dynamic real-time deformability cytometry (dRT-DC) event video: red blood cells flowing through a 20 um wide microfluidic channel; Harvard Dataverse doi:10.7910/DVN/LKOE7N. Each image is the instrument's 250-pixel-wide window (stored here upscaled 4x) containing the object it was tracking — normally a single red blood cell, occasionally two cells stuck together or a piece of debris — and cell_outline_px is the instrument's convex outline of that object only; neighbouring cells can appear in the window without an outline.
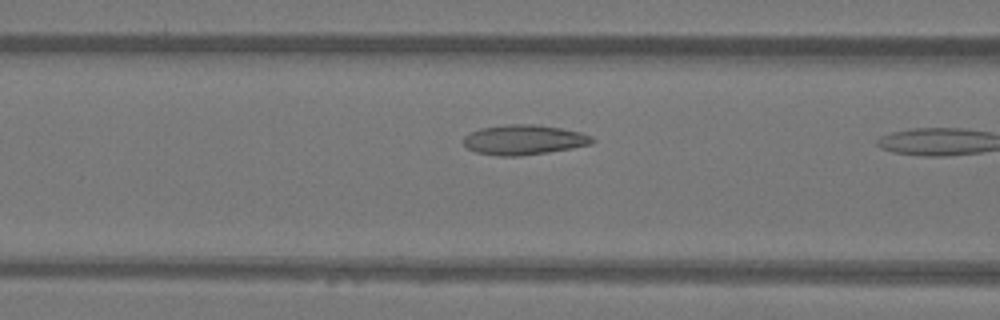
{"species": "Egyptian fruit bat (a non-hibernating species)", "species_latin": "Rousettus aegyptiacus", "temperature_condition": "warm", "stored_images_in_passage": 6, "camera_frame_rate_fps": 3000, "um_per_image_px": 0.085, "animal": {"sex": "female"}, "frame": {"image": 1, "passage_image": 5, "time_ms": 1.333, "image_size_px": [1000, 320], "cell_outline_px": [[596, 140], [592, 144], [572, 148], [548, 152], [520, 156], [500, 156], [476, 152], [468, 148], [464, 144], [464, 136], [480, 128], [508, 124], [532, 124], [560, 128], [580, 132], [592, 136]], "centroid_in_image_um": [44.55, 11.88], "position_along_channel_um": 122.0, "area_um2": 22.37}}